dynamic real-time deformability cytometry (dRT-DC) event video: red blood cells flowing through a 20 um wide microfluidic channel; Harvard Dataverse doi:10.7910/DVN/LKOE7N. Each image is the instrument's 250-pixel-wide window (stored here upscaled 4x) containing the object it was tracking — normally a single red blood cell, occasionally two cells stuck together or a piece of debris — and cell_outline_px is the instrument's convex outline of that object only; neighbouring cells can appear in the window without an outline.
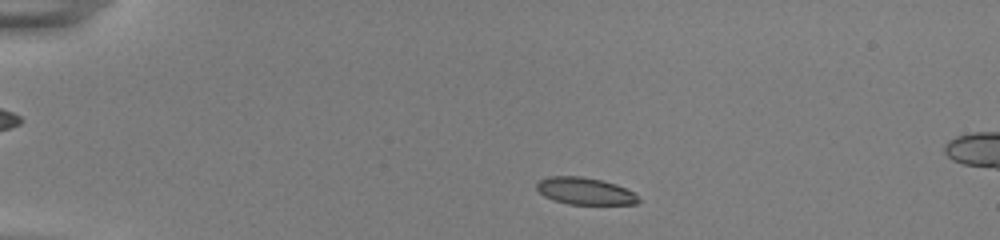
{"species": "common noctule bat (a hibernating species)", "species_latin": "Nyctalus noctula", "temperature_condition": "room temperature", "stored_images_in_passage": 47, "camera_frame_rate_fps": 3000, "um_per_image_px": 0.085, "animal": {"sex": "female", "body_mass_g": 22.0, "forearm_length_mm": 56.7}, "frame": {"image": 1, "passage_image": 6, "time_ms": 1.667, "image_size_px": [1000, 240], "cell_outline_px": [[640, 200], [636, 204], [568, 204], [552, 200], [544, 196], [536, 188], [536, 184], [540, 180], [548, 176], [580, 176], [600, 180], [616, 184], [636, 192]], "centroid_in_image_um": [49.73, 16.24], "position_along_channel_um": 35.3, "area_um2": 16.13}}
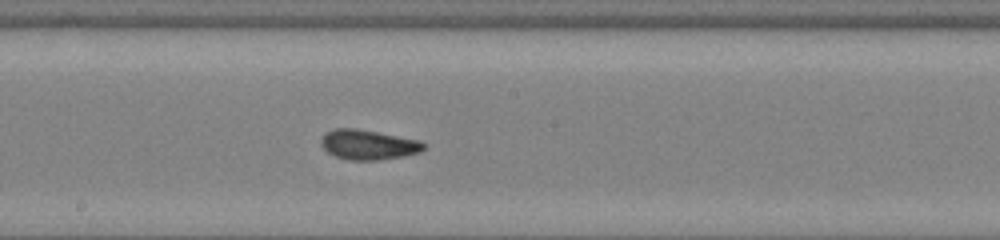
{"frame": {"image": 2, "passage_image": 25, "time_ms": 8.0, "image_size_px": [1000, 240], "cell_outline_px": [[428, 144], [420, 152], [404, 156], [376, 160], [348, 160], [336, 156], [328, 152], [320, 144], [320, 140], [328, 132], [336, 128], [356, 128], [420, 140]], "centroid_in_image_um": [31.33, 12.3], "position_along_channel_um": 216.9, "area_um2": 17.8}}
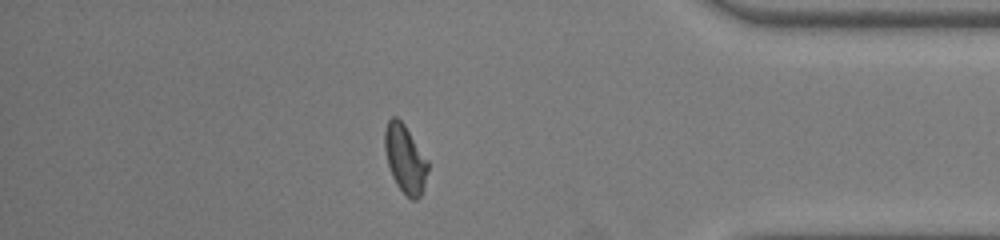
{"frame": {"image": 3, "passage_image": 41, "time_ms": 13.333, "image_size_px": [1000, 240], "cell_outline_px": [[428, 172], [420, 196], [416, 200], [412, 200], [396, 184], [392, 176], [388, 164], [384, 148], [384, 132], [388, 120], [392, 116], [396, 116], [404, 124], [428, 160]], "centroid_in_image_um": [34.42, 13.48], "position_along_channel_um": 400.8, "area_um2": 16.99}, "authors_computed_cell_mechanics": {"area_um2": 17.2822, "velocity_mm_per_s": 3.8743, "shape_relaxation_time_tau1_ms": 6.5217, "shape_relaxation_time_tau2_ms": 1.163, "deformation_change_tau1": 0.2012, "deformation_change_tau2": 0.0638}}